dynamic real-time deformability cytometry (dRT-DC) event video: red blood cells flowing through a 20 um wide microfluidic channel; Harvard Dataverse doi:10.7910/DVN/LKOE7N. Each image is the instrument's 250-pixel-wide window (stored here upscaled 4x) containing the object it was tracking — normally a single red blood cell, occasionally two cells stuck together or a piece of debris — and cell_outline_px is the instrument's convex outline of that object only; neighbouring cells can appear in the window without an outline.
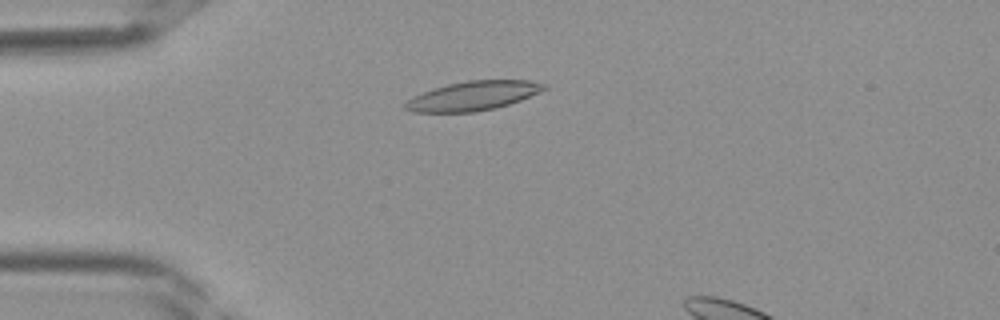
{"species": "Egyptian fruit bat (a non-hibernating species)", "species_latin": "Rousettus aegyptiacus", "temperature_condition": "room temperature", "stored_images_in_passage": 29, "camera_frame_rate_fps": 3000, "um_per_image_px": 0.085, "frame": {"image": 1, "passage_image": 2, "time_ms": 0.333, "image_size_px": [1000, 320], "cell_outline_px": [[548, 88], [540, 92], [520, 100], [496, 108], [476, 112], [412, 112], [404, 108], [404, 104], [412, 96], [432, 88], [448, 84], [468, 80], [528, 80], [548, 84]], "centroid_in_image_um": [40.21, 8.14], "position_along_channel_um": 44.8, "area_um2": 23.76}}
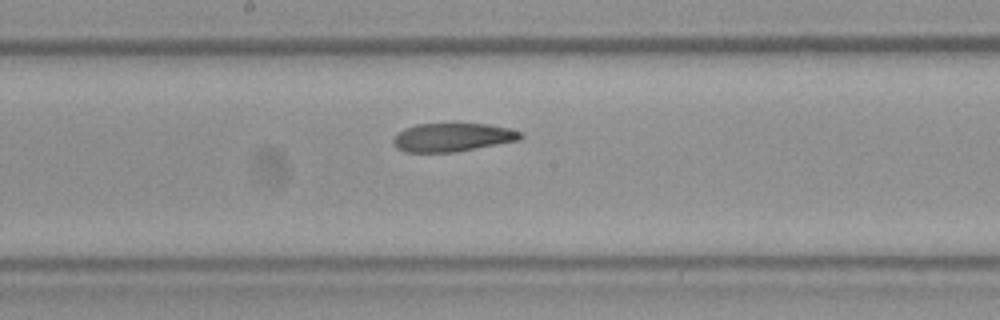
{"frame": {"image": 2, "passage_image": 13, "time_ms": 4.0, "image_size_px": [1000, 320], "cell_outline_px": [[524, 136], [520, 140], [456, 152], [404, 152], [396, 148], [392, 144], [392, 136], [404, 128], [416, 124], [456, 120], [488, 124], [508, 128], [524, 132]], "centroid_in_image_um": [38.44, 11.62], "position_along_channel_um": 209.8, "area_um2": 22.43}}
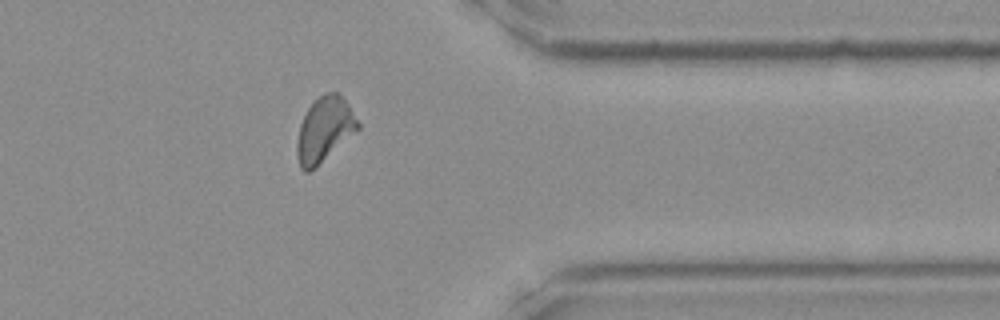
{"frame": {"image": 3, "passage_image": 24, "time_ms": 7.667, "image_size_px": [1000, 320], "cell_outline_px": [[360, 128], [308, 172], [304, 172], [300, 168], [296, 152], [296, 144], [300, 124], [308, 108], [324, 92], [336, 92], [348, 104], [360, 124]], "centroid_in_image_um": [27.56, 11.0], "position_along_channel_um": 383.8, "area_um2": 22.37}}